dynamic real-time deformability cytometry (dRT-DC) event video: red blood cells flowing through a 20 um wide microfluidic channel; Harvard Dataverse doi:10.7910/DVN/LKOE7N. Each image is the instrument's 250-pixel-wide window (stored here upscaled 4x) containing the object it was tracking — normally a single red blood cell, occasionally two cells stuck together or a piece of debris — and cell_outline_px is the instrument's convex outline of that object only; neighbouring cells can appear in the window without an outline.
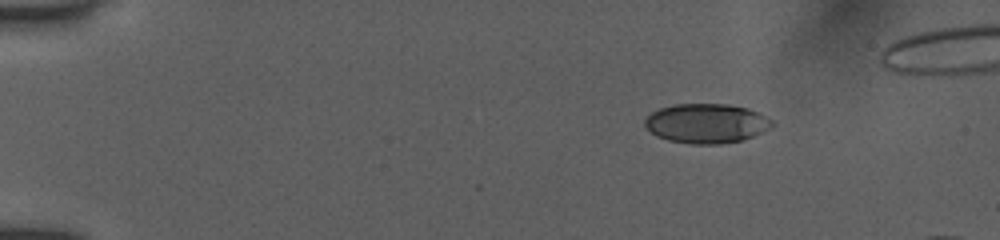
{"species": "human", "species_latin": "Homo sapiens", "temperature_condition": "room temperature", "stored_images_in_passage": 5, "camera_frame_rate_fps": 3000, "um_per_image_px": 0.085, "donor": {"sex": "female"}, "frame": {"image": 1, "passage_image": 1, "time_ms": 0.0, "image_size_px": [1000, 240], "cell_outline_px": [[776, 124], [772, 128], [752, 136], [740, 140], [720, 144], [692, 144], [668, 140], [656, 136], [644, 124], [644, 120], [652, 112], [660, 108], [676, 104], [728, 104], [748, 108], [772, 120]], "centroid_in_image_um": [60.06, 10.49], "position_along_channel_um": 24.9, "area_um2": 29.19}}